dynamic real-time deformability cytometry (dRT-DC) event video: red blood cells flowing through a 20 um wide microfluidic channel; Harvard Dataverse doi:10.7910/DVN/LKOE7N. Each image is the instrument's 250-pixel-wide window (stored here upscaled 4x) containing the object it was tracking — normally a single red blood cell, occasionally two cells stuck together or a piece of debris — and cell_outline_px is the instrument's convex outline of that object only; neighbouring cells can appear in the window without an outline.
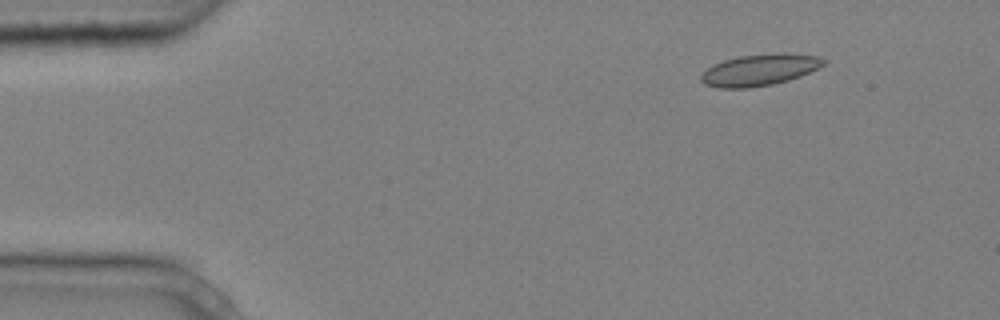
{"species": "common noctule bat (a hibernating species)", "species_latin": "Nyctalus noctula", "temperature_condition": "cold", "stored_images_in_passage": 6, "camera_frame_rate_fps": 3000, "um_per_image_px": 0.085, "animal": {"sex": "male", "body_mass_g": 20.4}, "frame": {"image": 1, "passage_image": 6, "time_ms": 1.667, "image_size_px": [1000, 320], "cell_outline_px": [[828, 60], [824, 64], [800, 76], [788, 80], [772, 84], [748, 88], [720, 88], [704, 84], [700, 80], [700, 76], [708, 68], [724, 60], [740, 56], [784, 52], [816, 56]], "centroid_in_image_um": [64.56, 5.94], "position_along_channel_um": 20.4, "area_um2": 22.25}}